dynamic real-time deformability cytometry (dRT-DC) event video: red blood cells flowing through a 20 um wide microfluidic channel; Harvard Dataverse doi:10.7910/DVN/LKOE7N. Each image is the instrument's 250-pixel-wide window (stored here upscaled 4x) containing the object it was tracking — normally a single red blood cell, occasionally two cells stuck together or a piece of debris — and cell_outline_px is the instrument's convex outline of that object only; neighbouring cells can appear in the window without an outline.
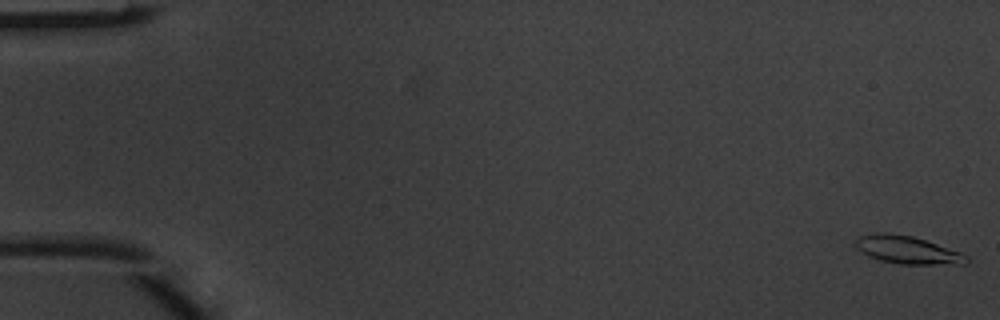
{"species": "common noctule bat (a hibernating species)", "species_latin": "Nyctalus noctula", "temperature_condition": "warm", "stored_images_in_passage": 5, "camera_frame_rate_fps": 3000, "um_per_image_px": 0.085, "animal": {"sex": "male", "body_mass_g": 20.1, "forearm_length_mm": 53.5}, "frame": {"image": 1, "passage_image": 1, "time_ms": 0.0, "image_size_px": [1000, 320], "cell_outline_px": [[968, 260], [964, 264], [900, 264], [880, 260], [868, 256], [856, 248], [856, 240], [860, 236], [872, 232], [888, 232], [912, 236], [960, 252], [968, 256]], "centroid_in_image_um": [77.09, 21.23], "position_along_channel_um": 7.9, "area_um2": 17.86}}